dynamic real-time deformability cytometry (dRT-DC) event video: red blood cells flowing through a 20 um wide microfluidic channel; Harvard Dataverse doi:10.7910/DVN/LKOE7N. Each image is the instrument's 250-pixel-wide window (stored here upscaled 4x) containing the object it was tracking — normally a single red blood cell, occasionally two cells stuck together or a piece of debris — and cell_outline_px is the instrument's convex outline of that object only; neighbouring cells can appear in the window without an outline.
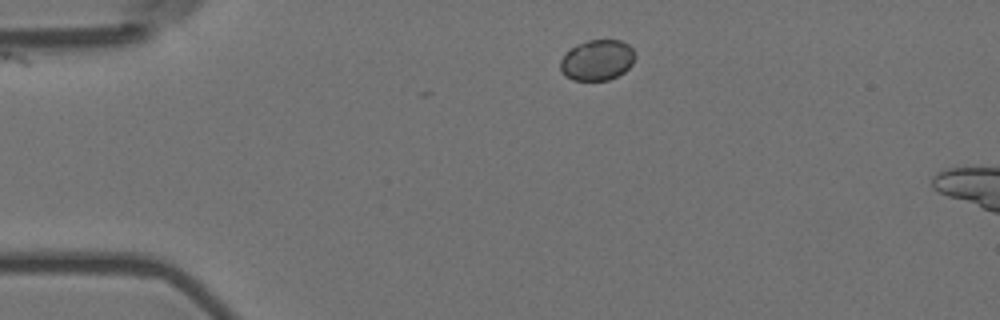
{"species": "Egyptian fruit bat (a non-hibernating species)", "species_latin": "Rousettus aegyptiacus", "temperature_condition": "room temperature", "stored_images_in_passage": 16, "camera_frame_rate_fps": 3000, "um_per_image_px": 0.085, "animal": {"sex": "female"}, "frame": {"image": 1, "passage_image": 1, "time_ms": 0.0, "image_size_px": [1000, 320], "cell_outline_px": [[636, 56], [632, 64], [624, 72], [608, 80], [572, 80], [560, 72], [560, 60], [564, 52], [576, 44], [588, 40], [620, 40], [628, 44], [632, 48]], "centroid_in_image_um": [50.73, 5.1], "position_along_channel_um": 34.3, "area_um2": 17.92}}
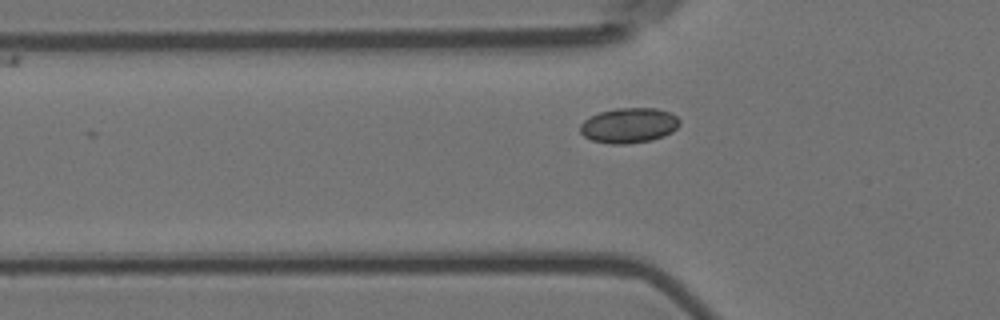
{"frame": {"image": 2, "passage_image": 8, "time_ms": 2.333, "image_size_px": [1000, 320], "cell_outline_px": [[680, 124], [672, 132], [664, 136], [652, 140], [628, 144], [612, 144], [592, 140], [584, 136], [580, 132], [580, 124], [584, 120], [600, 112], [616, 108], [656, 108], [672, 112], [680, 120]], "centroid_in_image_um": [53.49, 10.66], "position_along_channel_um": 72.3, "area_um2": 20.46}}
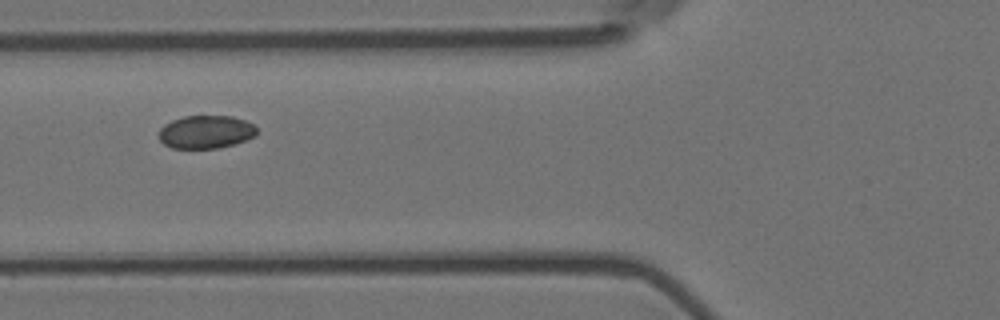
{"frame": {"image": 3, "passage_image": 11, "time_ms": 3.333, "image_size_px": [1000, 320], "cell_outline_px": [[256, 136], [248, 140], [216, 148], [172, 148], [164, 144], [160, 140], [160, 128], [164, 124], [172, 120], [184, 116], [232, 116], [244, 120], [252, 124], [256, 128]], "centroid_in_image_um": [17.5, 11.21], "position_along_channel_um": 108.3, "area_um2": 18.79}}